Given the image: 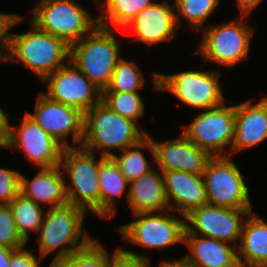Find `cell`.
<instances>
[{
    "label": "cell",
    "mask_w": 267,
    "mask_h": 267,
    "mask_svg": "<svg viewBox=\"0 0 267 267\" xmlns=\"http://www.w3.org/2000/svg\"><path fill=\"white\" fill-rule=\"evenodd\" d=\"M138 122L121 117L100 101L84 114V136L81 147L103 157H111V150H125L147 136L139 130ZM145 131V132H144Z\"/></svg>",
    "instance_id": "obj_1"
},
{
    "label": "cell",
    "mask_w": 267,
    "mask_h": 267,
    "mask_svg": "<svg viewBox=\"0 0 267 267\" xmlns=\"http://www.w3.org/2000/svg\"><path fill=\"white\" fill-rule=\"evenodd\" d=\"M6 61L22 63L43 81L70 61V45L31 22V29L25 34L11 33Z\"/></svg>",
    "instance_id": "obj_2"
},
{
    "label": "cell",
    "mask_w": 267,
    "mask_h": 267,
    "mask_svg": "<svg viewBox=\"0 0 267 267\" xmlns=\"http://www.w3.org/2000/svg\"><path fill=\"white\" fill-rule=\"evenodd\" d=\"M85 213L86 210L69 203L48 208L38 230L39 257L44 259L56 249L55 258L69 257L86 247L94 238L86 231L83 233Z\"/></svg>",
    "instance_id": "obj_3"
},
{
    "label": "cell",
    "mask_w": 267,
    "mask_h": 267,
    "mask_svg": "<svg viewBox=\"0 0 267 267\" xmlns=\"http://www.w3.org/2000/svg\"><path fill=\"white\" fill-rule=\"evenodd\" d=\"M112 28L97 25L70 45V61L101 91L109 85L120 56Z\"/></svg>",
    "instance_id": "obj_4"
},
{
    "label": "cell",
    "mask_w": 267,
    "mask_h": 267,
    "mask_svg": "<svg viewBox=\"0 0 267 267\" xmlns=\"http://www.w3.org/2000/svg\"><path fill=\"white\" fill-rule=\"evenodd\" d=\"M96 153L80 147H64L59 166L71 182L65 184L68 203L100 217L99 164Z\"/></svg>",
    "instance_id": "obj_5"
},
{
    "label": "cell",
    "mask_w": 267,
    "mask_h": 267,
    "mask_svg": "<svg viewBox=\"0 0 267 267\" xmlns=\"http://www.w3.org/2000/svg\"><path fill=\"white\" fill-rule=\"evenodd\" d=\"M153 89L169 91L183 104L193 109L206 110L227 100L222 92L220 70L181 71L176 74L153 73Z\"/></svg>",
    "instance_id": "obj_6"
},
{
    "label": "cell",
    "mask_w": 267,
    "mask_h": 267,
    "mask_svg": "<svg viewBox=\"0 0 267 267\" xmlns=\"http://www.w3.org/2000/svg\"><path fill=\"white\" fill-rule=\"evenodd\" d=\"M31 12V22L40 30L62 38L69 45L98 25V17L94 18L76 0H40Z\"/></svg>",
    "instance_id": "obj_7"
},
{
    "label": "cell",
    "mask_w": 267,
    "mask_h": 267,
    "mask_svg": "<svg viewBox=\"0 0 267 267\" xmlns=\"http://www.w3.org/2000/svg\"><path fill=\"white\" fill-rule=\"evenodd\" d=\"M197 49L205 62H215L227 68L248 58L250 40L255 31L245 21L235 18L222 24H208Z\"/></svg>",
    "instance_id": "obj_8"
},
{
    "label": "cell",
    "mask_w": 267,
    "mask_h": 267,
    "mask_svg": "<svg viewBox=\"0 0 267 267\" xmlns=\"http://www.w3.org/2000/svg\"><path fill=\"white\" fill-rule=\"evenodd\" d=\"M202 176L207 204L231 209H252L249 188L230 156H213Z\"/></svg>",
    "instance_id": "obj_9"
},
{
    "label": "cell",
    "mask_w": 267,
    "mask_h": 267,
    "mask_svg": "<svg viewBox=\"0 0 267 267\" xmlns=\"http://www.w3.org/2000/svg\"><path fill=\"white\" fill-rule=\"evenodd\" d=\"M168 211L142 212L133 215L135 221L119 227L126 242L145 248L163 249L184 242L185 217L172 216ZM170 214V215H169Z\"/></svg>",
    "instance_id": "obj_10"
},
{
    "label": "cell",
    "mask_w": 267,
    "mask_h": 267,
    "mask_svg": "<svg viewBox=\"0 0 267 267\" xmlns=\"http://www.w3.org/2000/svg\"><path fill=\"white\" fill-rule=\"evenodd\" d=\"M223 104L203 110L183 129L182 134L198 148L212 156H229L224 147L235 139V105Z\"/></svg>",
    "instance_id": "obj_11"
},
{
    "label": "cell",
    "mask_w": 267,
    "mask_h": 267,
    "mask_svg": "<svg viewBox=\"0 0 267 267\" xmlns=\"http://www.w3.org/2000/svg\"><path fill=\"white\" fill-rule=\"evenodd\" d=\"M252 209L202 205L185 216V233L214 238L238 247L243 222Z\"/></svg>",
    "instance_id": "obj_12"
},
{
    "label": "cell",
    "mask_w": 267,
    "mask_h": 267,
    "mask_svg": "<svg viewBox=\"0 0 267 267\" xmlns=\"http://www.w3.org/2000/svg\"><path fill=\"white\" fill-rule=\"evenodd\" d=\"M26 113L64 147L81 146L84 136V113L79 109L54 101L44 92H40L34 113ZM69 135H72V144L68 141Z\"/></svg>",
    "instance_id": "obj_13"
},
{
    "label": "cell",
    "mask_w": 267,
    "mask_h": 267,
    "mask_svg": "<svg viewBox=\"0 0 267 267\" xmlns=\"http://www.w3.org/2000/svg\"><path fill=\"white\" fill-rule=\"evenodd\" d=\"M50 99L86 113L101 101L102 91L71 61L48 75L43 81Z\"/></svg>",
    "instance_id": "obj_14"
},
{
    "label": "cell",
    "mask_w": 267,
    "mask_h": 267,
    "mask_svg": "<svg viewBox=\"0 0 267 267\" xmlns=\"http://www.w3.org/2000/svg\"><path fill=\"white\" fill-rule=\"evenodd\" d=\"M8 148L20 150L39 168H50L60 164L64 146L26 113L19 128L12 126Z\"/></svg>",
    "instance_id": "obj_15"
},
{
    "label": "cell",
    "mask_w": 267,
    "mask_h": 267,
    "mask_svg": "<svg viewBox=\"0 0 267 267\" xmlns=\"http://www.w3.org/2000/svg\"><path fill=\"white\" fill-rule=\"evenodd\" d=\"M154 148V165L162 171L180 170L203 175L209 160L213 157L208 151L198 148L183 134L173 140L154 141L147 133Z\"/></svg>",
    "instance_id": "obj_16"
},
{
    "label": "cell",
    "mask_w": 267,
    "mask_h": 267,
    "mask_svg": "<svg viewBox=\"0 0 267 267\" xmlns=\"http://www.w3.org/2000/svg\"><path fill=\"white\" fill-rule=\"evenodd\" d=\"M175 5L168 1L154 2L134 17L123 29L131 28L136 41L148 46L171 42L178 32Z\"/></svg>",
    "instance_id": "obj_17"
},
{
    "label": "cell",
    "mask_w": 267,
    "mask_h": 267,
    "mask_svg": "<svg viewBox=\"0 0 267 267\" xmlns=\"http://www.w3.org/2000/svg\"><path fill=\"white\" fill-rule=\"evenodd\" d=\"M162 174L165 194L173 213L176 210V213L185 217L195 208L207 204V194L202 175L180 170L162 171Z\"/></svg>",
    "instance_id": "obj_18"
},
{
    "label": "cell",
    "mask_w": 267,
    "mask_h": 267,
    "mask_svg": "<svg viewBox=\"0 0 267 267\" xmlns=\"http://www.w3.org/2000/svg\"><path fill=\"white\" fill-rule=\"evenodd\" d=\"M264 140H267V97L255 104L250 99L235 105V139L228 151L230 156Z\"/></svg>",
    "instance_id": "obj_19"
},
{
    "label": "cell",
    "mask_w": 267,
    "mask_h": 267,
    "mask_svg": "<svg viewBox=\"0 0 267 267\" xmlns=\"http://www.w3.org/2000/svg\"><path fill=\"white\" fill-rule=\"evenodd\" d=\"M30 181L20 173V192L33 200L49 206V209L68 204L62 168L57 165L50 168H40Z\"/></svg>",
    "instance_id": "obj_20"
},
{
    "label": "cell",
    "mask_w": 267,
    "mask_h": 267,
    "mask_svg": "<svg viewBox=\"0 0 267 267\" xmlns=\"http://www.w3.org/2000/svg\"><path fill=\"white\" fill-rule=\"evenodd\" d=\"M126 194L133 215L171 210L165 194L163 174L156 171L155 167L130 181Z\"/></svg>",
    "instance_id": "obj_21"
},
{
    "label": "cell",
    "mask_w": 267,
    "mask_h": 267,
    "mask_svg": "<svg viewBox=\"0 0 267 267\" xmlns=\"http://www.w3.org/2000/svg\"><path fill=\"white\" fill-rule=\"evenodd\" d=\"M189 252L183 258L197 267H237V247L197 234H184Z\"/></svg>",
    "instance_id": "obj_22"
},
{
    "label": "cell",
    "mask_w": 267,
    "mask_h": 267,
    "mask_svg": "<svg viewBox=\"0 0 267 267\" xmlns=\"http://www.w3.org/2000/svg\"><path fill=\"white\" fill-rule=\"evenodd\" d=\"M237 258L241 266L267 267V222L253 211L243 222Z\"/></svg>",
    "instance_id": "obj_23"
},
{
    "label": "cell",
    "mask_w": 267,
    "mask_h": 267,
    "mask_svg": "<svg viewBox=\"0 0 267 267\" xmlns=\"http://www.w3.org/2000/svg\"><path fill=\"white\" fill-rule=\"evenodd\" d=\"M100 217L110 218L116 214L115 197H122L129 182L121 173L112 157H103L99 164Z\"/></svg>",
    "instance_id": "obj_24"
},
{
    "label": "cell",
    "mask_w": 267,
    "mask_h": 267,
    "mask_svg": "<svg viewBox=\"0 0 267 267\" xmlns=\"http://www.w3.org/2000/svg\"><path fill=\"white\" fill-rule=\"evenodd\" d=\"M94 2L97 6L100 4L98 25L106 28L113 26L112 29H115L114 27L123 29L141 11L154 3L152 0H105L103 3L95 0ZM109 24L111 26H108Z\"/></svg>",
    "instance_id": "obj_25"
},
{
    "label": "cell",
    "mask_w": 267,
    "mask_h": 267,
    "mask_svg": "<svg viewBox=\"0 0 267 267\" xmlns=\"http://www.w3.org/2000/svg\"><path fill=\"white\" fill-rule=\"evenodd\" d=\"M142 149H149V152H151L153 156L152 160L154 161V148L148 136L139 143L127 147L122 151L123 154L120 156H117L115 153L111 156L118 164L121 173L128 182L140 177L153 168V164L150 165L148 163V160L141 151Z\"/></svg>",
    "instance_id": "obj_26"
},
{
    "label": "cell",
    "mask_w": 267,
    "mask_h": 267,
    "mask_svg": "<svg viewBox=\"0 0 267 267\" xmlns=\"http://www.w3.org/2000/svg\"><path fill=\"white\" fill-rule=\"evenodd\" d=\"M10 207L14 215L18 233L28 243L30 231L38 232L45 211L42 210L41 205L36 204L21 192L11 201Z\"/></svg>",
    "instance_id": "obj_27"
},
{
    "label": "cell",
    "mask_w": 267,
    "mask_h": 267,
    "mask_svg": "<svg viewBox=\"0 0 267 267\" xmlns=\"http://www.w3.org/2000/svg\"><path fill=\"white\" fill-rule=\"evenodd\" d=\"M176 22L180 28L182 25V17L186 22L195 28L198 32L201 31L205 22L214 12L215 8L220 4L221 0H174ZM204 23V24H203ZM200 30V31H199Z\"/></svg>",
    "instance_id": "obj_28"
},
{
    "label": "cell",
    "mask_w": 267,
    "mask_h": 267,
    "mask_svg": "<svg viewBox=\"0 0 267 267\" xmlns=\"http://www.w3.org/2000/svg\"><path fill=\"white\" fill-rule=\"evenodd\" d=\"M133 61L123 57L117 62L109 85L103 91L138 92L144 87V73Z\"/></svg>",
    "instance_id": "obj_29"
},
{
    "label": "cell",
    "mask_w": 267,
    "mask_h": 267,
    "mask_svg": "<svg viewBox=\"0 0 267 267\" xmlns=\"http://www.w3.org/2000/svg\"><path fill=\"white\" fill-rule=\"evenodd\" d=\"M101 101L121 117L135 122L144 114V102L138 92L102 91Z\"/></svg>",
    "instance_id": "obj_30"
},
{
    "label": "cell",
    "mask_w": 267,
    "mask_h": 267,
    "mask_svg": "<svg viewBox=\"0 0 267 267\" xmlns=\"http://www.w3.org/2000/svg\"><path fill=\"white\" fill-rule=\"evenodd\" d=\"M93 239L86 247L76 251V267H111L114 260L121 254V247L110 255L107 248Z\"/></svg>",
    "instance_id": "obj_31"
},
{
    "label": "cell",
    "mask_w": 267,
    "mask_h": 267,
    "mask_svg": "<svg viewBox=\"0 0 267 267\" xmlns=\"http://www.w3.org/2000/svg\"><path fill=\"white\" fill-rule=\"evenodd\" d=\"M26 244L18 233L10 204H0V246L17 250Z\"/></svg>",
    "instance_id": "obj_32"
},
{
    "label": "cell",
    "mask_w": 267,
    "mask_h": 267,
    "mask_svg": "<svg viewBox=\"0 0 267 267\" xmlns=\"http://www.w3.org/2000/svg\"><path fill=\"white\" fill-rule=\"evenodd\" d=\"M20 193V172L0 167V204H10Z\"/></svg>",
    "instance_id": "obj_33"
},
{
    "label": "cell",
    "mask_w": 267,
    "mask_h": 267,
    "mask_svg": "<svg viewBox=\"0 0 267 267\" xmlns=\"http://www.w3.org/2000/svg\"><path fill=\"white\" fill-rule=\"evenodd\" d=\"M23 19L24 18L19 14H7L0 12V61H5L9 53L11 35L9 30Z\"/></svg>",
    "instance_id": "obj_34"
},
{
    "label": "cell",
    "mask_w": 267,
    "mask_h": 267,
    "mask_svg": "<svg viewBox=\"0 0 267 267\" xmlns=\"http://www.w3.org/2000/svg\"><path fill=\"white\" fill-rule=\"evenodd\" d=\"M111 267H150L148 257L121 247V254L114 260Z\"/></svg>",
    "instance_id": "obj_35"
},
{
    "label": "cell",
    "mask_w": 267,
    "mask_h": 267,
    "mask_svg": "<svg viewBox=\"0 0 267 267\" xmlns=\"http://www.w3.org/2000/svg\"><path fill=\"white\" fill-rule=\"evenodd\" d=\"M41 257H37L24 247L15 250L11 255L10 267H41Z\"/></svg>",
    "instance_id": "obj_36"
},
{
    "label": "cell",
    "mask_w": 267,
    "mask_h": 267,
    "mask_svg": "<svg viewBox=\"0 0 267 267\" xmlns=\"http://www.w3.org/2000/svg\"><path fill=\"white\" fill-rule=\"evenodd\" d=\"M12 126L5 112L0 107V148H8L11 139Z\"/></svg>",
    "instance_id": "obj_37"
},
{
    "label": "cell",
    "mask_w": 267,
    "mask_h": 267,
    "mask_svg": "<svg viewBox=\"0 0 267 267\" xmlns=\"http://www.w3.org/2000/svg\"><path fill=\"white\" fill-rule=\"evenodd\" d=\"M262 1L263 0H237L238 9L242 15V18L249 15V13L252 12V10L258 5H260Z\"/></svg>",
    "instance_id": "obj_38"
},
{
    "label": "cell",
    "mask_w": 267,
    "mask_h": 267,
    "mask_svg": "<svg viewBox=\"0 0 267 267\" xmlns=\"http://www.w3.org/2000/svg\"><path fill=\"white\" fill-rule=\"evenodd\" d=\"M48 267H76V251L69 257L54 258Z\"/></svg>",
    "instance_id": "obj_39"
},
{
    "label": "cell",
    "mask_w": 267,
    "mask_h": 267,
    "mask_svg": "<svg viewBox=\"0 0 267 267\" xmlns=\"http://www.w3.org/2000/svg\"><path fill=\"white\" fill-rule=\"evenodd\" d=\"M15 249L0 246V267H10L11 255Z\"/></svg>",
    "instance_id": "obj_40"
},
{
    "label": "cell",
    "mask_w": 267,
    "mask_h": 267,
    "mask_svg": "<svg viewBox=\"0 0 267 267\" xmlns=\"http://www.w3.org/2000/svg\"><path fill=\"white\" fill-rule=\"evenodd\" d=\"M158 267H197L189 262H187L184 258L176 259V260H163Z\"/></svg>",
    "instance_id": "obj_41"
}]
</instances>
